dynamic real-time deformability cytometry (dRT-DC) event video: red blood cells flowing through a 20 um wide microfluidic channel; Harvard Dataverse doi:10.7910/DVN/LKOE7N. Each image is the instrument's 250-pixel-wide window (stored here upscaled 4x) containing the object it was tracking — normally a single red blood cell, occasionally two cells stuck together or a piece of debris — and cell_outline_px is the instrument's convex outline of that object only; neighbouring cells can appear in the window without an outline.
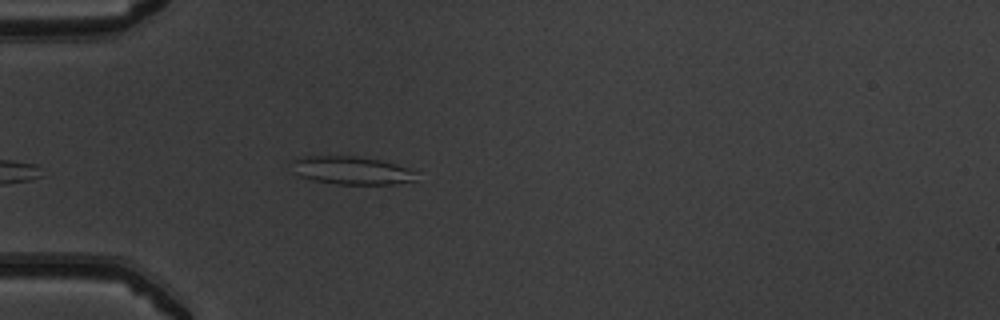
{"species": "common noctule bat (a hibernating species)", "species_latin": "Nyctalus noctula", "temperature_condition": "warm", "stored_images_in_passage": 23, "camera_frame_rate_fps": 3000, "um_per_image_px": 0.085, "animal": {"sex": "male", "body_mass_g": 19.5, "forearm_length_mm": 54.6}, "frame": {"image": 1, "passage_image": 1, "time_ms": 0.0, "image_size_px": [1000, 320], "cell_outline_px": [[416, 180], [396, 184], [336, 184], [312, 180], [300, 176], [292, 172], [288, 164], [292, 160], [304, 156], [356, 156], [380, 160], [396, 164], [408, 168], [416, 172]], "centroid_in_image_um": [29.82, 14.48], "position_along_channel_um": 55.2, "area_um2": 20.63}}
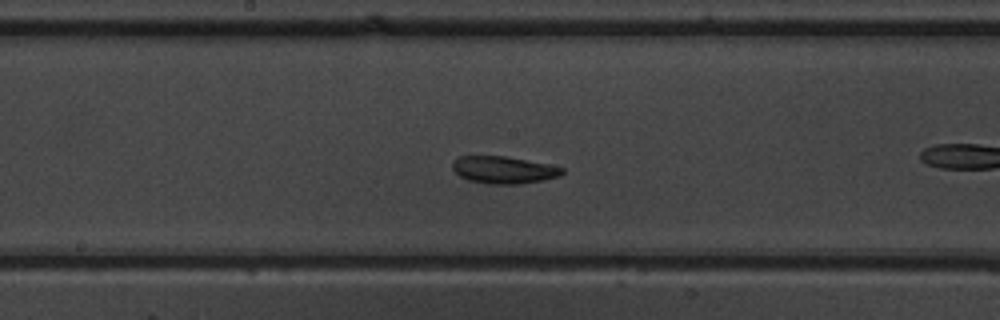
{"frame": {"image": 2, "passage_image": 10, "time_ms": 3.0, "image_size_px": [1000, 320], "cell_outline_px": [[564, 172], [560, 176], [544, 180], [520, 184], [488, 184], [468, 180], [460, 176], [452, 168], [452, 160], [460, 156], [504, 156], [548, 164], [564, 168]], "centroid_in_image_um": [42.8, 14.44], "position_along_channel_um": 205.4, "area_um2": 17.46}}
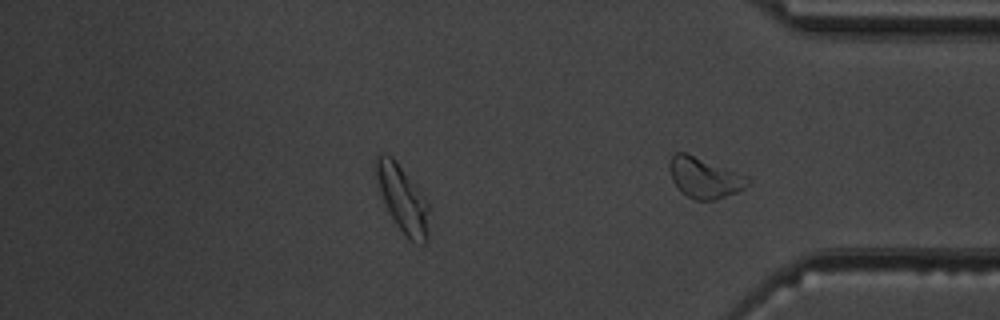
{"frame": {"image": 3, "passage_image": 23, "time_ms": 7.333, "image_size_px": [1000, 320], "cell_outline_px": [[752, 180], [744, 188], [736, 192], [716, 200], [696, 200], [680, 192], [672, 180], [668, 168], [668, 164], [672, 156], [676, 152], [688, 152], [748, 176]], "centroid_in_image_um": [59.87, 15.09], "position_along_channel_um": 375.3, "area_um2": 18.79}, "authors_computed_cell_mechanics": {"area_um2": 17.4556, "velocity_mm_per_s": 3.9571, "shape_relaxation_time_tau1_ms": 1.6826, "shape_relaxation_time_tau2_ms": null, "deformation_change_tau1": 0.078, "deformation_change_tau2": null}}